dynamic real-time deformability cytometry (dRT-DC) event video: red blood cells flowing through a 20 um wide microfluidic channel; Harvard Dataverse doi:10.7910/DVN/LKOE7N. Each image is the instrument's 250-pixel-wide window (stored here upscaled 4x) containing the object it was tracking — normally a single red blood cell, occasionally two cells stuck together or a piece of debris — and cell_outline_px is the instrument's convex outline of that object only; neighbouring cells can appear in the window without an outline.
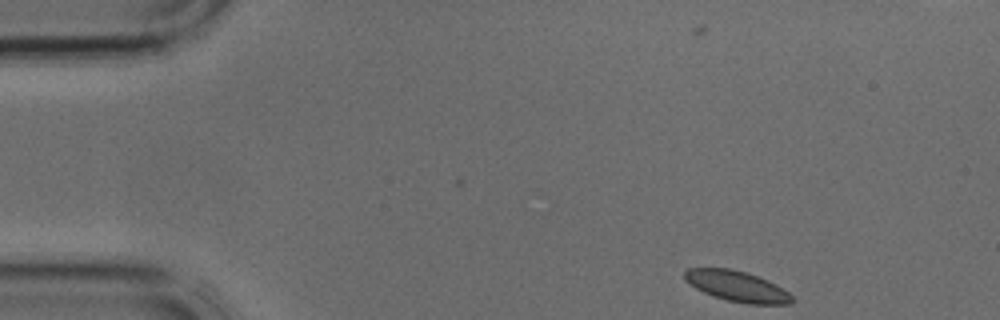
{"species": "common noctule bat (a hibernating species)", "species_latin": "Nyctalus noctula", "temperature_condition": "cold", "stored_images_in_passage": 31, "camera_frame_rate_fps": 3000, "um_per_image_px": 0.085, "animal": {"sex": "male", "body_mass_g": 17.9, "forearm_length_mm": 54.2}, "frame": {"image": 1, "passage_image": 1, "time_ms": 0.0, "image_size_px": [1000, 320], "cell_outline_px": [[796, 300], [792, 304], [748, 304], [728, 300], [704, 292], [696, 288], [684, 280], [684, 272], [688, 268], [732, 268], [756, 276], [776, 284], [788, 292]], "centroid_in_image_um": [62.66, 24.33], "position_along_channel_um": 22.3, "area_um2": 19.02}}
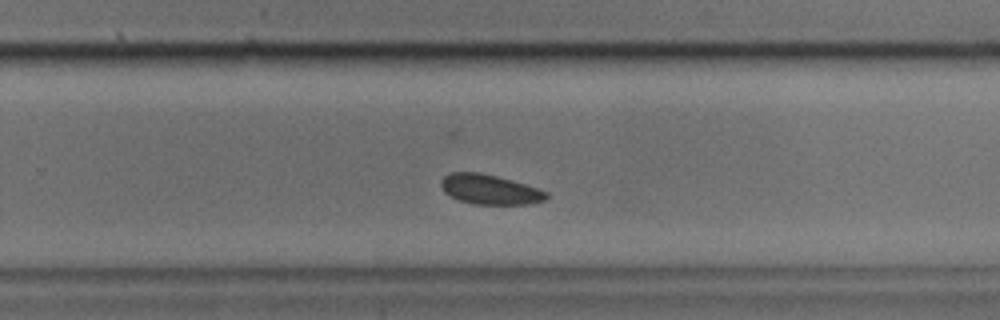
{"frame": {"image": 2, "passage_image": 22, "time_ms": 7.0, "image_size_px": [1000, 320], "cell_outline_px": [[548, 196], [544, 200], [524, 204], [472, 204], [460, 200], [444, 192], [440, 184], [440, 180], [448, 172], [480, 172], [512, 180], [548, 192]], "centroid_in_image_um": [41.58, 16.09], "position_along_channel_um": 288.2, "area_um2": 18.15}}
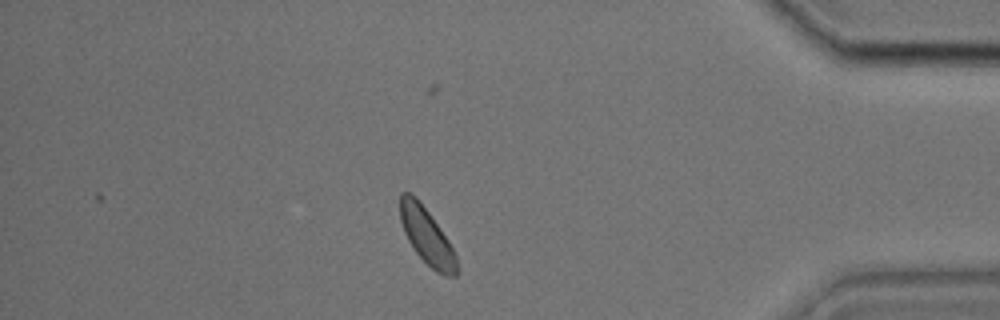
{"frame": {"image": 3, "passage_image": 31, "time_ms": 10.0, "image_size_px": [1000, 320], "cell_outline_px": [[460, 272], [456, 276], [444, 276], [436, 272], [416, 252], [408, 240], [404, 232], [400, 220], [400, 192], [412, 192], [416, 196], [428, 212], [448, 240], [456, 256]], "centroid_in_image_um": [36.28, 20.08], "position_along_channel_um": 398.9, "area_um2": 18.55}}